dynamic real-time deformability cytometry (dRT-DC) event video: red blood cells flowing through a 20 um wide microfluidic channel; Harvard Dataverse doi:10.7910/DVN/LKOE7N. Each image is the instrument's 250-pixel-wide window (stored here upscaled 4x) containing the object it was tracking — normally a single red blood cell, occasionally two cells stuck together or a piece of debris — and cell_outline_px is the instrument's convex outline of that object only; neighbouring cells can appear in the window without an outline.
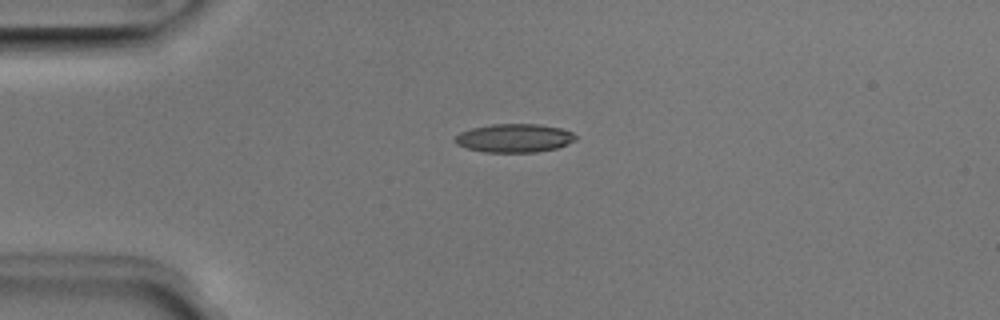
{"species": "Egyptian fruit bat (a non-hibernating species)", "species_latin": "Rousettus aegyptiacus", "temperature_condition": "room temperature", "stored_images_in_passage": 40, "camera_frame_rate_fps": 3000, "um_per_image_px": 0.085, "animal": {"sex": "male"}, "frame": {"image": 1, "passage_image": 1, "time_ms": 0.0, "image_size_px": [1000, 320], "cell_outline_px": [[576, 140], [568, 144], [556, 148], [536, 152], [484, 152], [468, 148], [456, 144], [456, 136], [460, 132], [472, 128], [492, 124], [540, 124], [560, 128], [572, 132], [576, 136]], "centroid_in_image_um": [43.74, 11.73], "position_along_channel_um": 41.3, "area_um2": 19.94}}
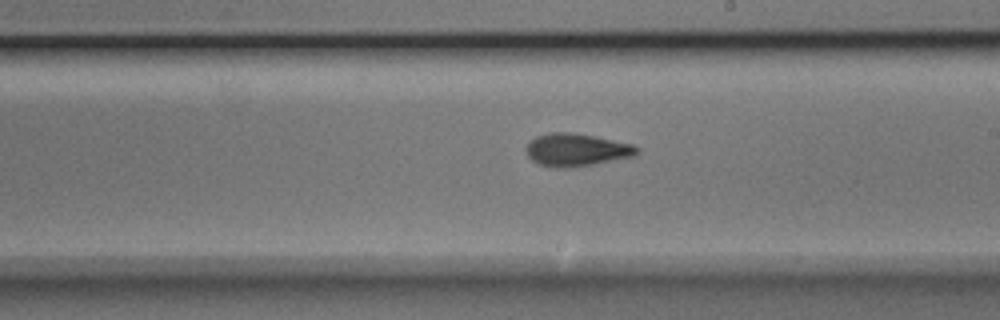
{"frame": {"image": 2, "passage_image": 18, "time_ms": 5.667, "image_size_px": [1000, 320], "cell_outline_px": [[640, 152], [636, 156], [572, 168], [556, 168], [540, 164], [532, 160], [528, 156], [524, 148], [536, 136], [552, 132], [572, 132], [632, 144], [640, 148]], "centroid_in_image_um": [49.01, 12.75], "position_along_channel_um": 240.0, "area_um2": 21.15}}
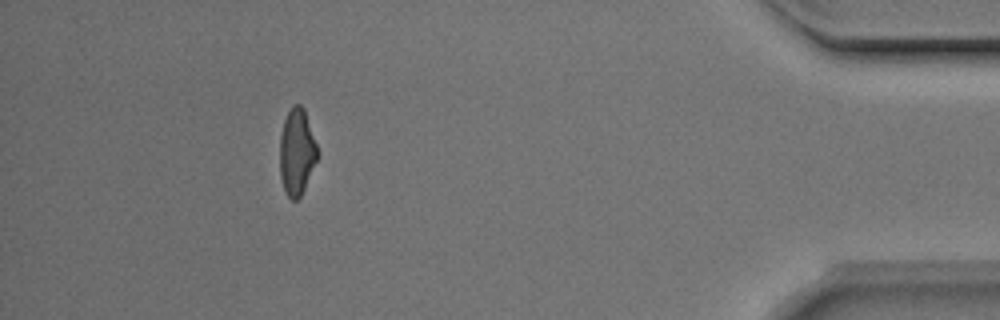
{"frame": {"image": 3, "passage_image": 35, "time_ms": 11.333, "image_size_px": [1000, 320], "cell_outline_px": [[320, 156], [300, 196], [296, 200], [292, 200], [288, 196], [284, 188], [280, 176], [280, 136], [284, 120], [292, 104], [300, 104], [304, 108], [320, 152]], "centroid_in_image_um": [25.26, 12.89], "position_along_channel_um": 409.9, "area_um2": 19.19}, "authors_computed_cell_mechanics": {"area_um2": 20.2011, "velocity_mm_per_s": 3.9726, "shape_relaxation_time_tau1_ms": 4.7076, "shape_relaxation_time_tau2_ms": 2.3933, "deformation_change_tau1": 0.153, "deformation_change_tau2": 0.1055}}